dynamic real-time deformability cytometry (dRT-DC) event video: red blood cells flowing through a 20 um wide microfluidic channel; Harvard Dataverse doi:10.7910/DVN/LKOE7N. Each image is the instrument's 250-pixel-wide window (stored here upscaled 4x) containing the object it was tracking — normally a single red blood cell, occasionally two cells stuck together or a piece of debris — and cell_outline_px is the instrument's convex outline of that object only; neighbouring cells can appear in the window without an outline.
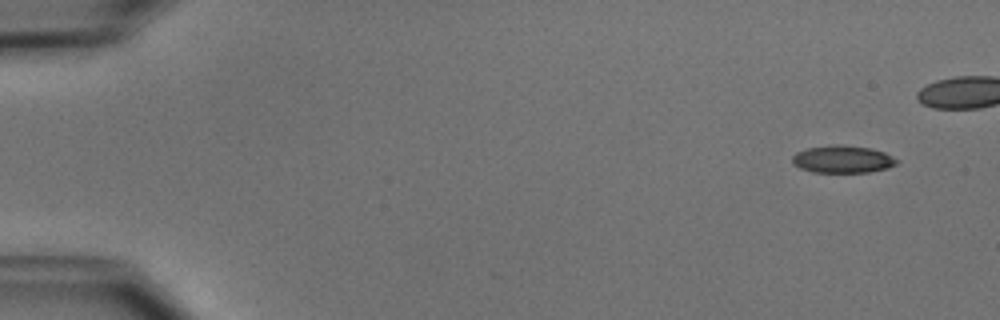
{"species": "common noctule bat (a hibernating species)", "species_latin": "Nyctalus noctula", "temperature_condition": "cold", "stored_images_in_passage": 42, "camera_frame_rate_fps": 3000, "um_per_image_px": 0.085, "animal": {"sex": "male", "body_mass_g": 15.6}, "frame": {"image": 1, "passage_image": 1, "time_ms": 0.0, "image_size_px": [1000, 320], "cell_outline_px": [[900, 160], [896, 164], [888, 168], [868, 172], [812, 172], [800, 168], [792, 160], [792, 156], [796, 152], [808, 148], [836, 144], [840, 144], [872, 148], [884, 152]], "centroid_in_image_um": [71.66, 13.53], "position_along_channel_um": 13.3, "area_um2": 16.7}}
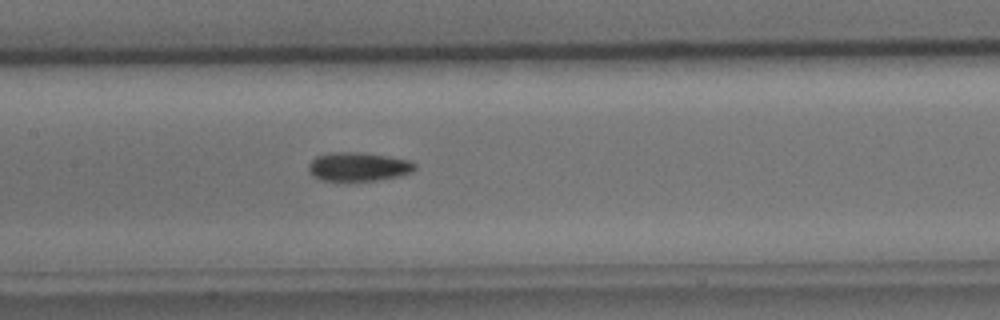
{"frame": {"image": 2, "passage_image": 23, "time_ms": 7.333, "image_size_px": [1000, 320], "cell_outline_px": [[416, 168], [412, 172], [400, 176], [376, 180], [344, 184], [320, 180], [312, 176], [308, 172], [308, 164], [316, 156], [332, 152], [364, 152], [388, 156], [408, 160], [416, 164]], "centroid_in_image_um": [30.4, 14.21], "position_along_channel_um": 177.0, "area_um2": 18.73}}
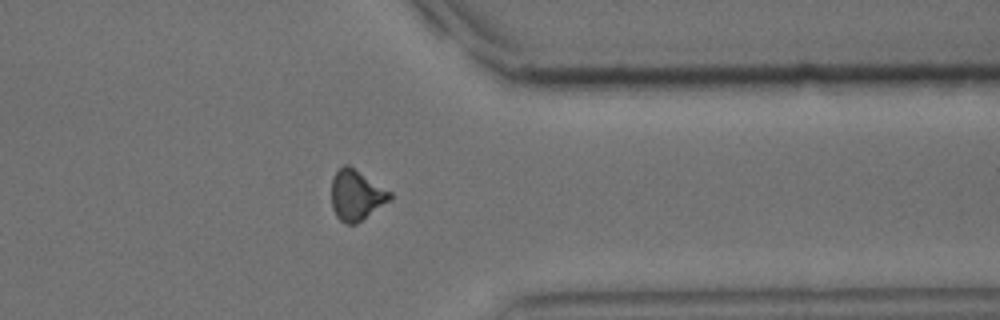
{"frame": {"image": 3, "passage_image": 39, "time_ms": 12.667, "image_size_px": [1000, 320], "cell_outline_px": [[392, 200], [356, 224], [344, 224], [336, 216], [332, 208], [332, 176], [344, 164], [348, 164], [392, 192]], "centroid_in_image_um": [30.3, 16.6], "position_along_channel_um": 381.1, "area_um2": 17.34}}